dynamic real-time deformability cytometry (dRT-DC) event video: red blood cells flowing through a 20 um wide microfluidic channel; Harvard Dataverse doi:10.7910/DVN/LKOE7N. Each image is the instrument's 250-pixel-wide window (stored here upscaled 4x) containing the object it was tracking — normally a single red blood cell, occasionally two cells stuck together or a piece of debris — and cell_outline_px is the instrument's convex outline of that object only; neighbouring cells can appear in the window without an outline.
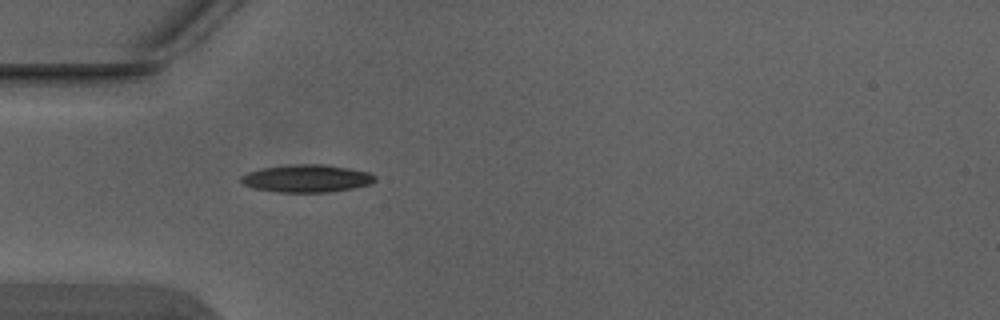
{"species": "Egyptian fruit bat (a non-hibernating species)", "species_latin": "Rousettus aegyptiacus", "temperature_condition": "warm", "stored_images_in_passage": 1, "camera_frame_rate_fps": 3000, "um_per_image_px": 0.085, "animal": {"sex": "male"}, "frame": {"image": 1, "passage_image": 1, "time_ms": 0.0, "image_size_px": [1000, 320], "cell_outline_px": [[376, 180], [368, 184], [352, 188], [328, 192], [280, 192], [252, 188], [244, 184], [240, 180], [240, 176], [248, 172], [264, 168], [288, 164], [328, 164], [368, 172], [376, 176]], "centroid_in_image_um": [26.05, 15.16], "position_along_channel_um": 58.9, "area_um2": 21.5}}